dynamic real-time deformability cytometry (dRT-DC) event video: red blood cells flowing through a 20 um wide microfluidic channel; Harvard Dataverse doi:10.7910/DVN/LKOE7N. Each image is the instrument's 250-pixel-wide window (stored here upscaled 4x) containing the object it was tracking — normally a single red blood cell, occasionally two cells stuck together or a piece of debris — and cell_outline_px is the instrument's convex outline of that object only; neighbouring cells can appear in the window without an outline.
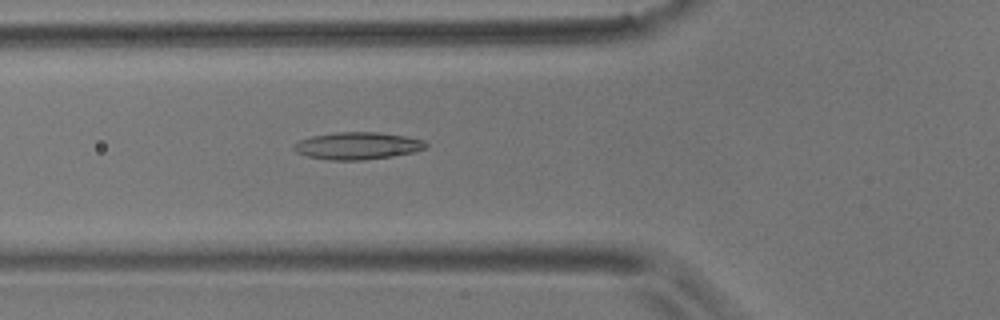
{"species": "common noctule bat (a hibernating species)", "species_latin": "Nyctalus noctula", "temperature_condition": "room temperature", "stored_images_in_passage": 55, "camera_frame_rate_fps": 3000, "um_per_image_px": 0.085, "animal": {"sex": "male", "body_mass_g": 17.9}, "frame": {"image": 1, "passage_image": 20, "time_ms": 6.333, "image_size_px": [1000, 320], "cell_outline_px": [[428, 148], [412, 152], [392, 156], [364, 160], [328, 160], [308, 156], [296, 152], [292, 148], [292, 144], [300, 140], [312, 136], [336, 132], [380, 132], [408, 136], [424, 140], [428, 144]], "centroid_in_image_um": [30.4, 12.38], "position_along_channel_um": 95.4, "area_um2": 21.15}}
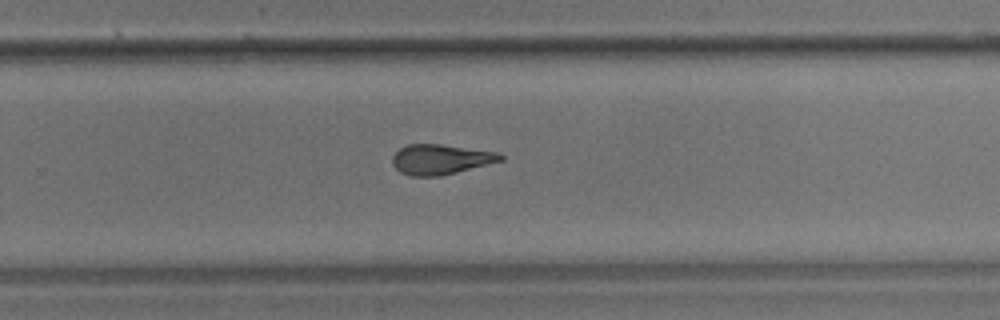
{"frame": {"image": 2, "passage_image": 36, "time_ms": 11.667, "image_size_px": [1000, 320], "cell_outline_px": [[504, 160], [440, 176], [412, 176], [400, 172], [392, 164], [392, 156], [400, 148], [408, 144], [440, 144], [496, 152], [504, 156]], "centroid_in_image_um": [37.43, 13.54], "position_along_channel_um": 292.4, "area_um2": 18.79}}
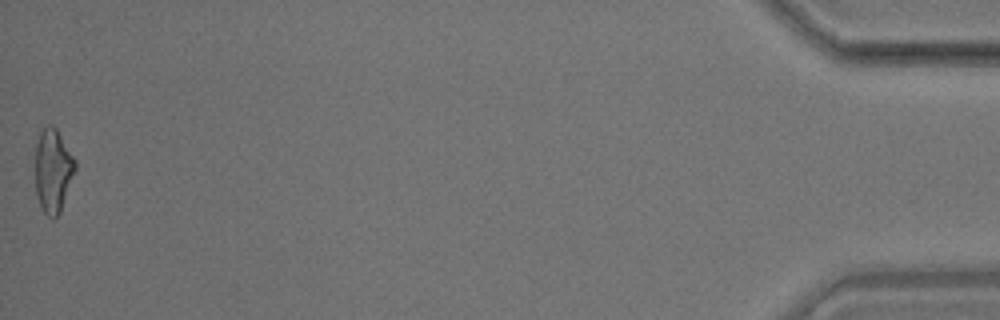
{"frame": {"image": 3, "passage_image": 55, "time_ms": 18.0, "image_size_px": [1000, 320], "cell_outline_px": [[76, 168], [60, 212], [52, 220], [44, 212], [36, 196], [36, 144], [40, 132], [48, 124], [52, 124], [56, 128], [76, 160]], "centroid_in_image_um": [4.51, 14.49], "position_along_channel_um": 430.7, "area_um2": 19.31}, "authors_computed_cell_mechanics": {"area_um2": 19.4208, "velocity_mm_per_s": 3.6876, "shape_relaxation_time_tau1_ms": null, "shape_relaxation_time_tau2_ms": 3.41, "deformation_change_tau1": null, "deformation_change_tau2": 0.1295}}